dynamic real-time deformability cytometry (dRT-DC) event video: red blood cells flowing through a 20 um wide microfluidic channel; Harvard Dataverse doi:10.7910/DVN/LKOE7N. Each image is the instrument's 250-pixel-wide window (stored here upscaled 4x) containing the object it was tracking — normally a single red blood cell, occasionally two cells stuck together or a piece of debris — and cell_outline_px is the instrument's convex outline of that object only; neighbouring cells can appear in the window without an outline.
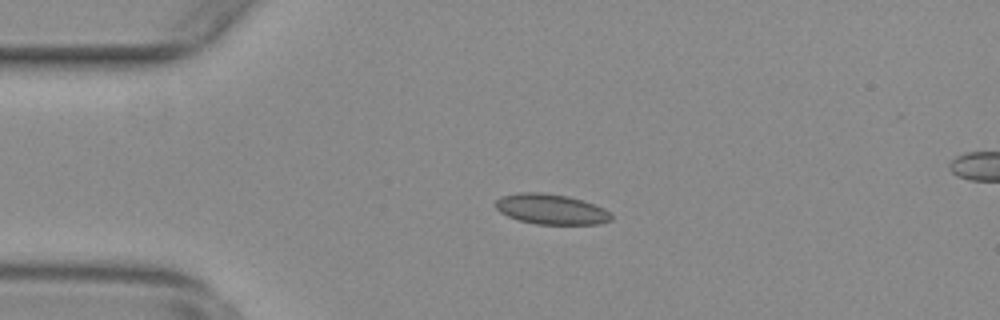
{"species": "common noctule bat (a hibernating species)", "species_latin": "Nyctalus noctula", "temperature_condition": "warm", "stored_images_in_passage": 51, "camera_frame_rate_fps": 3000, "um_per_image_px": 0.085, "animal": {"sex": "female", "body_mass_g": 29.2, "forearm_length_mm": 56.3}, "frame": {"image": 1, "passage_image": 12, "time_ms": 3.667, "image_size_px": [1000, 320], "cell_outline_px": [[612, 220], [600, 224], [536, 224], [520, 220], [508, 216], [500, 212], [496, 208], [496, 200], [500, 196], [520, 192], [544, 192], [568, 196], [604, 208], [612, 212]], "centroid_in_image_um": [46.85, 17.78], "position_along_channel_um": 38.1, "area_um2": 20.46}}
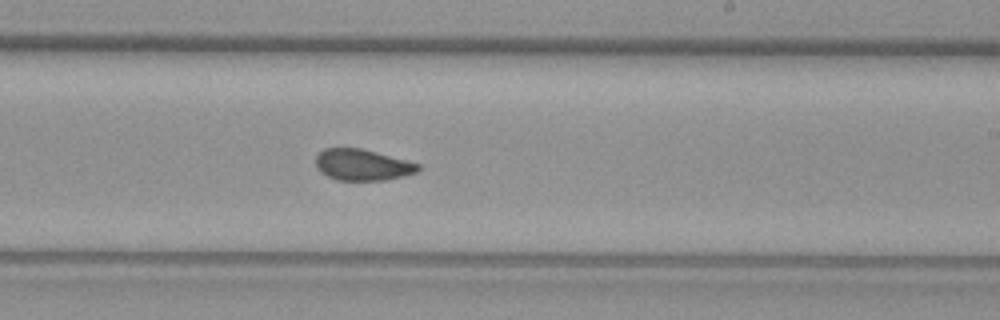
{"frame": {"image": 2, "passage_image": 32, "time_ms": 10.333, "image_size_px": [1000, 320], "cell_outline_px": [[420, 168], [416, 172], [404, 176], [384, 180], [336, 180], [320, 172], [316, 168], [316, 156], [324, 148], [360, 148], [420, 164]], "centroid_in_image_um": [30.77, 14.02], "position_along_channel_um": 258.2, "area_um2": 18.5}}
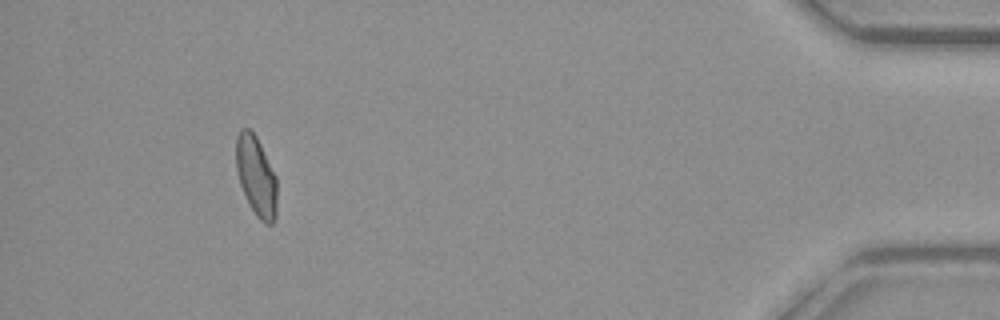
{"frame": {"image": 3, "passage_image": 50, "time_ms": 16.333, "image_size_px": [1000, 320], "cell_outline_px": [[276, 216], [272, 224], [264, 224], [256, 216], [248, 204], [240, 184], [236, 168], [236, 136], [240, 128], [248, 128], [256, 136], [276, 176]], "centroid_in_image_um": [21.76, 14.99], "position_along_channel_um": 413.4, "area_um2": 19.07}, "authors_computed_cell_mechanics": {"area_um2": 19.4786, "velocity_mm_per_s": 3.7581, "shape_relaxation_time_tau1_ms": null, "shape_relaxation_time_tau2_ms": 1.1998, "deformation_change_tau1": null, "deformation_change_tau2": 0.0581}}